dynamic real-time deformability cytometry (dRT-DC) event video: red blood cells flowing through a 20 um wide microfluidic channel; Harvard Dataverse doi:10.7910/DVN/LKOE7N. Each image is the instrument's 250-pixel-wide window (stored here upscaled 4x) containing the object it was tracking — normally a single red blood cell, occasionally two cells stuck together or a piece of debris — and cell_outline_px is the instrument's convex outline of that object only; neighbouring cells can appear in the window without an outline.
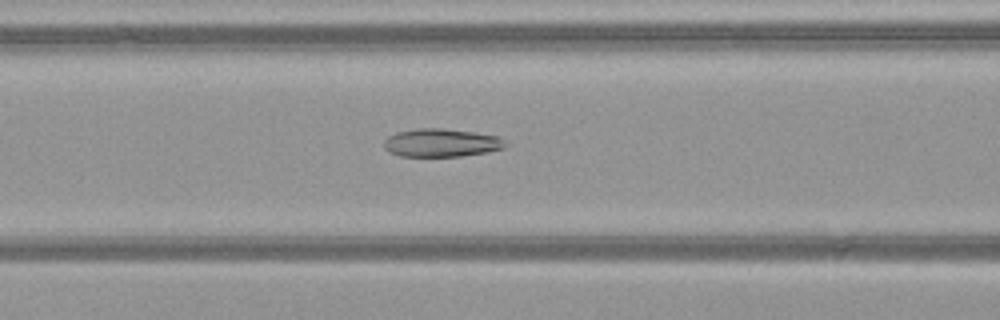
{"species": "common noctule bat (a hibernating species)", "species_latin": "Nyctalus noctula", "temperature_condition": "warm", "stored_images_in_passage": 41, "camera_frame_rate_fps": 3000, "um_per_image_px": 0.085, "animal": {"sex": "female", "body_mass_g": 21.9}, "frame": {"image": 1, "passage_image": 12, "time_ms": 3.667, "image_size_px": [1000, 320], "cell_outline_px": [[508, 144], [504, 148], [488, 152], [460, 156], [400, 156], [388, 152], [384, 148], [384, 140], [388, 136], [396, 132], [416, 128], [444, 128], [472, 132], [496, 136], [504, 140]], "centroid_in_image_um": [37.48, 12.13], "position_along_channel_um": 129.1, "area_um2": 20.0}}
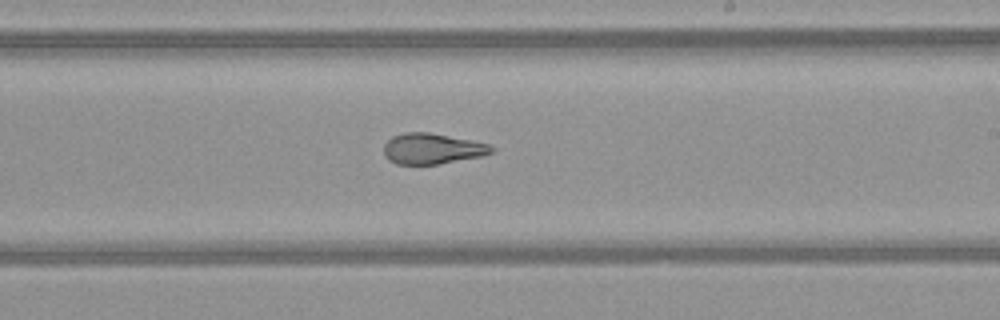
{"frame": {"image": 2, "passage_image": 21, "time_ms": 6.667, "image_size_px": [1000, 320], "cell_outline_px": [[496, 152], [484, 156], [436, 164], [396, 164], [388, 160], [384, 156], [384, 144], [392, 136], [404, 132], [428, 132], [488, 144], [496, 148]], "centroid_in_image_um": [36.74, 12.64], "position_along_channel_um": 252.3, "area_um2": 19.31}}
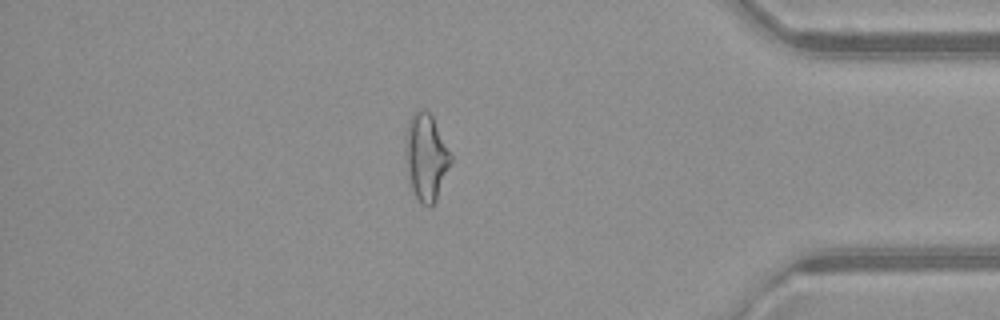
{"frame": {"image": 3, "passage_image": 34, "time_ms": 11.0, "image_size_px": [1000, 320], "cell_outline_px": [[452, 160], [436, 200], [428, 208], [420, 204], [412, 188], [408, 168], [408, 124], [412, 116], [420, 108], [424, 108], [432, 116], [452, 156]], "centroid_in_image_um": [36.27, 13.38], "position_along_channel_um": 398.9, "area_um2": 21.79}, "authors_computed_cell_mechanics": {"area_um2": 20.9814, "velocity_mm_per_s": 4.1057, "shape_relaxation_time_tau1_ms": null, "shape_relaxation_time_tau2_ms": 1.547, "deformation_change_tau1": null, "deformation_change_tau2": 0.0869}}